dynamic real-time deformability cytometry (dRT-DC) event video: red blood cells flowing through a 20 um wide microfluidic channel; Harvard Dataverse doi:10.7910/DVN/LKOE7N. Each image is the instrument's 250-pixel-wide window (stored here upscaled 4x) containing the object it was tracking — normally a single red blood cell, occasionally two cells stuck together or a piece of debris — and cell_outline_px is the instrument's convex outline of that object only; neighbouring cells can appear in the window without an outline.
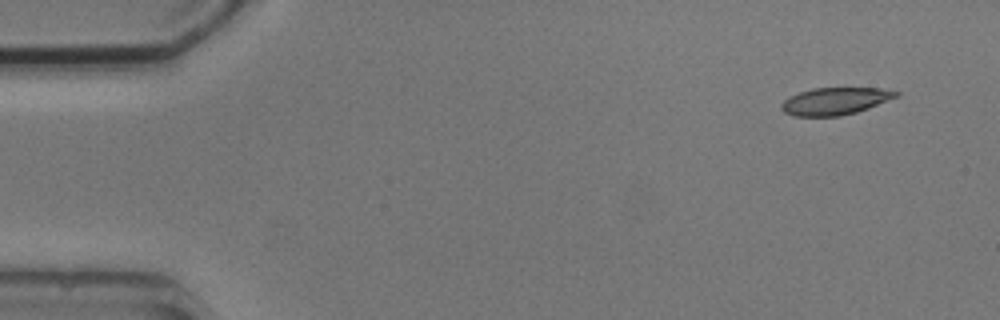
{"species": "common noctule bat (a hibernating species)", "species_latin": "Nyctalus noctula", "temperature_condition": "cold", "stored_images_in_passage": 6, "camera_frame_rate_fps": 3000, "um_per_image_px": 0.085, "animal": {"sex": "male", "body_mass_g": 20.5, "forearm_length_mm": 52.5}, "frame": {"image": 1, "passage_image": 1, "time_ms": 0.0, "image_size_px": [1000, 320], "cell_outline_px": [[900, 96], [868, 108], [856, 112], [840, 116], [792, 116], [784, 112], [780, 108], [780, 104], [788, 96], [812, 88], [880, 88], [900, 92]], "centroid_in_image_um": [70.97, 8.59], "position_along_channel_um": 14.0, "area_um2": 18.32}}
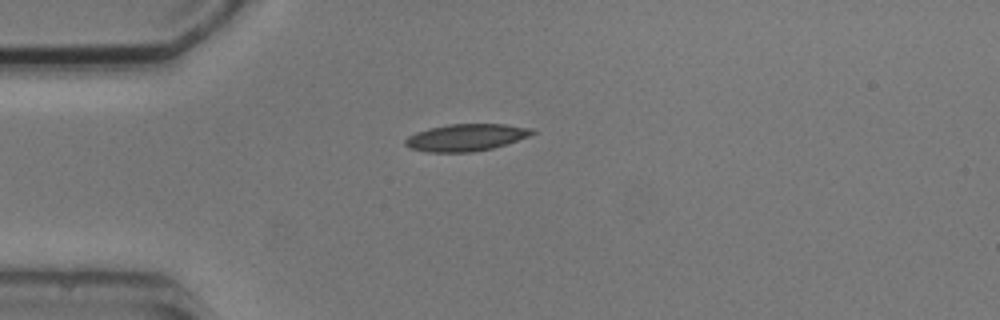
{"frame": {"image": 2, "passage_image": 4, "time_ms": 3.333, "image_size_px": [1000, 320], "cell_outline_px": [[536, 132], [528, 136], [492, 148], [472, 152], [428, 152], [408, 148], [404, 144], [404, 140], [408, 136], [416, 132], [428, 128], [448, 124], [504, 124], [536, 128]], "centroid_in_image_um": [39.59, 11.67], "position_along_channel_um": 45.4, "area_um2": 20.06}}
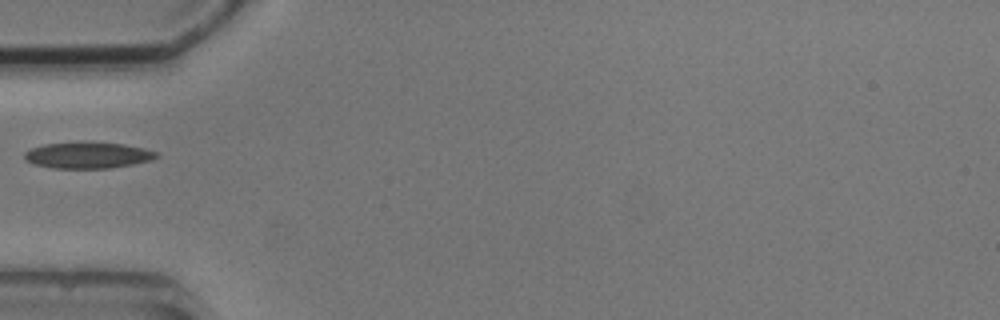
{"frame": {"image": 3, "passage_image": 5, "time_ms": 4.667, "image_size_px": [1000, 320], "cell_outline_px": [[160, 156], [152, 160], [132, 164], [108, 168], [52, 168], [32, 164], [24, 160], [24, 152], [32, 148], [44, 144], [84, 140], [124, 144], [144, 148], [160, 152]], "centroid_in_image_um": [7.46, 13.17], "position_along_channel_um": 77.5, "area_um2": 20.81}}